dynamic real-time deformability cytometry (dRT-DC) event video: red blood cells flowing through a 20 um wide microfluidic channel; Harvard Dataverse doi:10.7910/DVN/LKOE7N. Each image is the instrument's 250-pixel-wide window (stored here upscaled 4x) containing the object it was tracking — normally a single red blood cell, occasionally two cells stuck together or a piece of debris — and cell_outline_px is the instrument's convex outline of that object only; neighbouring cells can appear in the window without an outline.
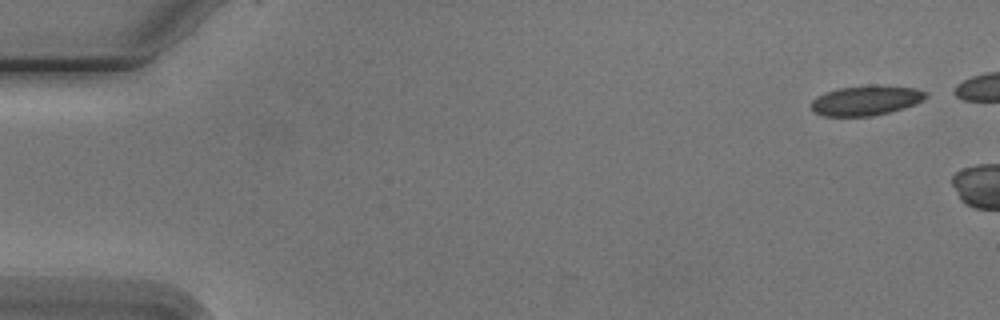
{"species": "Egyptian fruit bat (a non-hibernating species)", "species_latin": "Rousettus aegyptiacus", "temperature_condition": "cold", "stored_images_in_passage": 4, "camera_frame_rate_fps": 3000, "um_per_image_px": 0.085, "animal": {"sex": "male"}, "frame": {"image": 1, "passage_image": 1, "time_ms": 0.0, "image_size_px": [1000, 320], "cell_outline_px": [[928, 96], [924, 100], [904, 108], [872, 116], [824, 116], [812, 112], [812, 100], [816, 96], [824, 92], [840, 88], [872, 84], [916, 88], [928, 92]], "centroid_in_image_um": [73.62, 8.53], "position_along_channel_um": 11.4, "area_um2": 20.17}}